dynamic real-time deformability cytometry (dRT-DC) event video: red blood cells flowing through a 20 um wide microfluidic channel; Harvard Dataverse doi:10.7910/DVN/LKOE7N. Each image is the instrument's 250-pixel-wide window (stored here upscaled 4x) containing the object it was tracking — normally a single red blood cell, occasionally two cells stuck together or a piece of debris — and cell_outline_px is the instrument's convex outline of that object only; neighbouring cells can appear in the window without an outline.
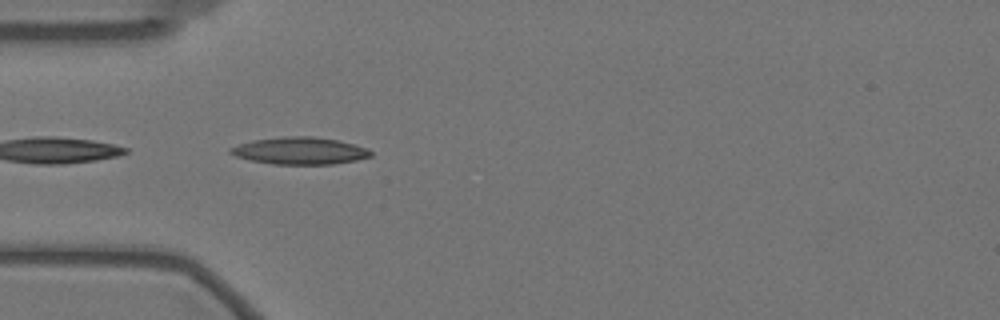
{"species": "Egyptian fruit bat (a non-hibernating species)", "species_latin": "Rousettus aegyptiacus", "temperature_condition": "warm", "stored_images_in_passage": 33, "camera_frame_rate_fps": 3000, "um_per_image_px": 0.085, "animal": {"sex": "female"}, "frame": {"image": 1, "passage_image": 1, "time_ms": 0.0, "image_size_px": [1000, 320], "cell_outline_px": [[372, 156], [356, 160], [332, 164], [272, 164], [252, 160], [236, 156], [228, 152], [228, 148], [252, 140], [288, 136], [312, 136], [336, 140], [368, 148], [372, 152]], "centroid_in_image_um": [25.48, 12.81], "position_along_channel_um": 59.5, "area_um2": 22.02}}
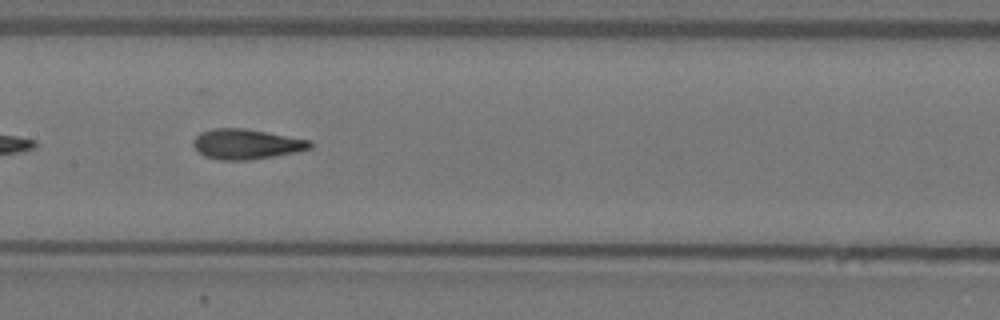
{"frame": {"image": 2, "passage_image": 12, "time_ms": 3.667, "image_size_px": [1000, 320], "cell_outline_px": [[312, 148], [296, 152], [248, 160], [220, 160], [204, 156], [192, 144], [192, 140], [200, 132], [212, 128], [244, 128], [312, 140]], "centroid_in_image_um": [20.93, 12.24], "position_along_channel_um": 186.5, "area_um2": 20.52}}
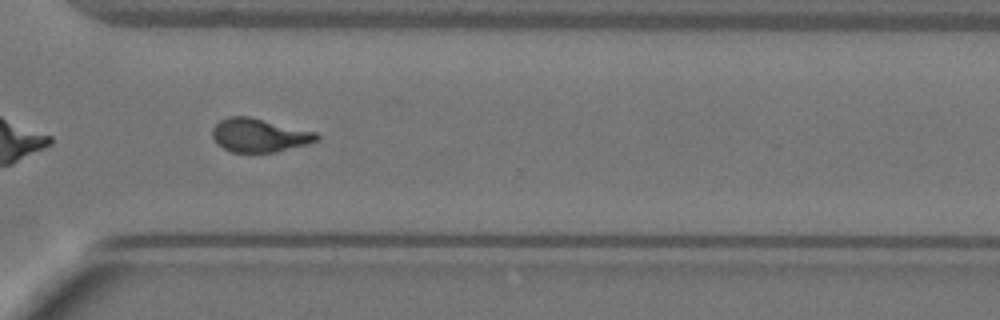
{"frame": {"image": 3, "passage_image": 26, "time_ms": 8.333, "image_size_px": [1000, 320], "cell_outline_px": [[320, 140], [308, 144], [276, 152], [232, 152], [216, 144], [212, 136], [212, 128], [220, 120], [228, 116], [248, 116], [316, 132], [320, 136]], "centroid_in_image_um": [22.04, 11.5], "position_along_channel_um": 348.6, "area_um2": 20.46}, "authors_computed_cell_mechanics": {"area_um2": 20.4612, "velocity_mm_per_s": 3.4903, "shape_relaxation_time_tau1_ms": null, "shape_relaxation_time_tau2_ms": 0.6819, "deformation_change_tau1": null, "deformation_change_tau2": 0.0741}}